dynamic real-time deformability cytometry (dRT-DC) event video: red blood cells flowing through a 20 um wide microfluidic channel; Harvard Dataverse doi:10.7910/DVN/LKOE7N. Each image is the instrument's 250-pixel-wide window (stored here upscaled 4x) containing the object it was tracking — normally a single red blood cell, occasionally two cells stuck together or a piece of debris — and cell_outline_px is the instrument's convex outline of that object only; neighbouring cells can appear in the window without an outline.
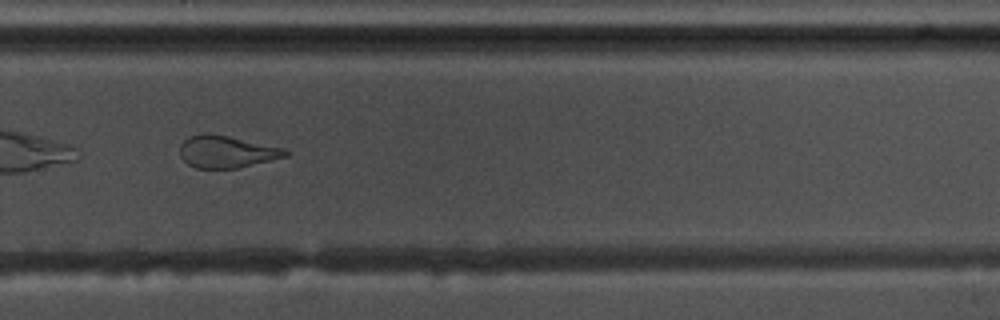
{"species": "common noctule bat (a hibernating species)", "species_latin": "Nyctalus noctula", "temperature_condition": "warm", "stored_images_in_passage": 54, "camera_frame_rate_fps": 3000, "um_per_image_px": 0.085, "animal": {"sex": "male", "body_mass_g": 17.5, "forearm_length_mm": 52.3}, "frame": {"image": 1, "passage_image": 39, "time_ms": 12.667, "image_size_px": [1000, 320], "cell_outline_px": [[288, 156], [236, 168], [196, 168], [188, 164], [180, 156], [180, 144], [188, 136], [204, 132], [228, 136], [284, 148], [288, 152]], "centroid_in_image_um": [19.22, 12.88], "position_along_channel_um": 310.6, "area_um2": 19.65}, "authors_computed_cell_mechanics": {"area_um2": 25.9811, "velocity_mm_per_s": 3.6322, "shape_relaxation_time_tau1_ms": null, "shape_relaxation_time_tau2_ms": 1.28, "deformation_change_tau1": null, "deformation_change_tau2": 0.0776}}